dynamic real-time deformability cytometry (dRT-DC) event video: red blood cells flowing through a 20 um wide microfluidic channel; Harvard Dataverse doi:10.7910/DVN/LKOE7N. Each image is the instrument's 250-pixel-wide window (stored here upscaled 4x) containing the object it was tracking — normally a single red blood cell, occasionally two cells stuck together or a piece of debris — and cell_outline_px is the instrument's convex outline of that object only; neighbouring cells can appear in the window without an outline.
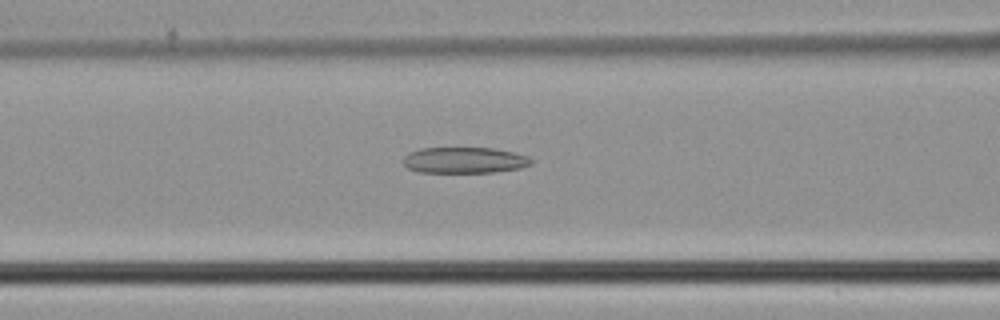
{"species": "common noctule bat (a hibernating species)", "species_latin": "Nyctalus noctula", "temperature_condition": "cold", "stored_images_in_passage": 43, "camera_frame_rate_fps": 3000, "um_per_image_px": 0.085, "animal": {"sex": "male", "body_mass_g": 21.5, "forearm_length_mm": 52.0}, "frame": {"image": 1, "passage_image": 16, "time_ms": 5.0, "image_size_px": [1000, 320], "cell_outline_px": [[532, 164], [520, 168], [492, 172], [416, 172], [408, 168], [404, 164], [404, 156], [408, 152], [420, 148], [492, 148], [512, 152], [528, 156], [532, 160]], "centroid_in_image_um": [39.45, 13.61], "position_along_channel_um": 127.2, "area_um2": 19.36}}
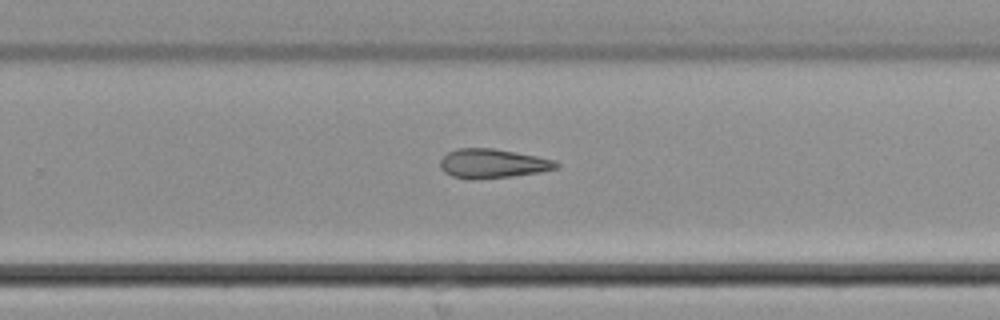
{"frame": {"image": 2, "passage_image": 27, "time_ms": 8.667, "image_size_px": [1000, 320], "cell_outline_px": [[560, 164], [556, 168], [540, 172], [512, 176], [476, 180], [468, 180], [452, 176], [444, 172], [440, 168], [440, 160], [448, 152], [456, 148], [492, 148], [536, 156], [552, 160]], "centroid_in_image_um": [41.81, 13.91], "position_along_channel_um": 288.0, "area_um2": 19.77}}
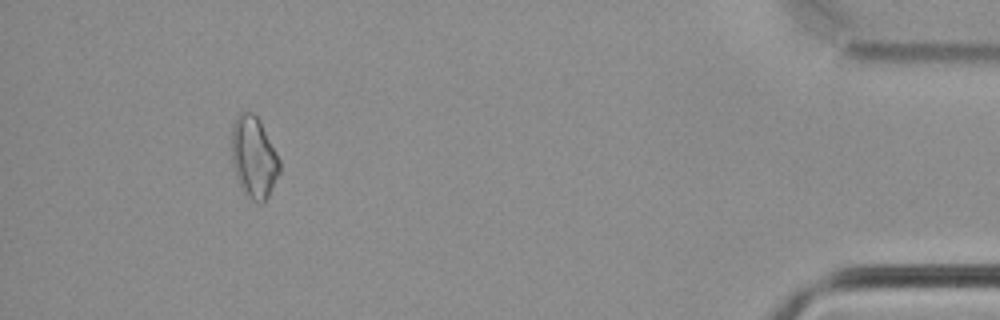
{"frame": {"image": 3, "passage_image": 40, "time_ms": 13.0, "image_size_px": [1000, 320], "cell_outline_px": [[280, 172], [264, 204], [260, 204], [244, 196], [236, 176], [232, 164], [232, 124], [236, 116], [244, 108], [252, 112], [256, 116], [280, 160]], "centroid_in_image_um": [21.55, 13.39], "position_along_channel_um": 413.7, "area_um2": 22.89}}